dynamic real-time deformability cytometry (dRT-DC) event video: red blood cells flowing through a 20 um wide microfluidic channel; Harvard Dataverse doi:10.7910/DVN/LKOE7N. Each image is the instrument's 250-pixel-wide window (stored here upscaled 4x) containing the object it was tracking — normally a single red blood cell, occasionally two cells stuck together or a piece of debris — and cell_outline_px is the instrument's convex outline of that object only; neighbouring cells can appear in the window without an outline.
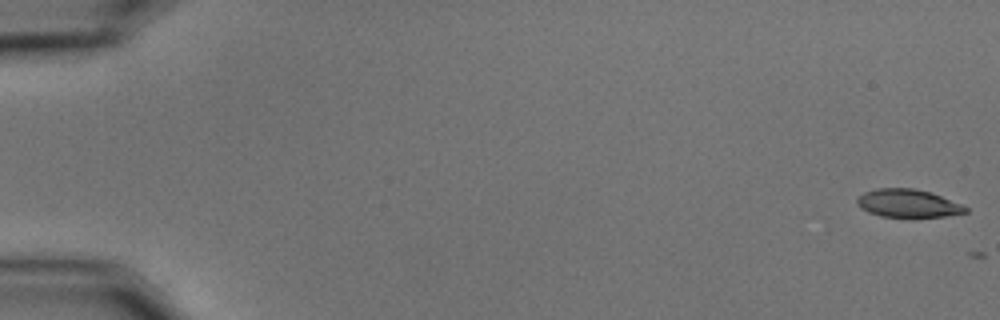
{"species": "common noctule bat (a hibernating species)", "species_latin": "Nyctalus noctula", "temperature_condition": "cold", "stored_images_in_passage": 2, "camera_frame_rate_fps": 3000, "um_per_image_px": 0.085, "animal": {"sex": "male", "body_mass_g": 15.6}, "frame": {"image": 1, "passage_image": 1, "time_ms": 0.0, "image_size_px": [1000, 320], "cell_outline_px": [[968, 212], [944, 216], [880, 216], [868, 212], [860, 208], [856, 204], [856, 200], [864, 192], [876, 188], [912, 188], [928, 192], [940, 196], [960, 204], [968, 208]], "centroid_in_image_um": [77.12, 17.27], "position_along_channel_um": 7.9, "area_um2": 17.34}}